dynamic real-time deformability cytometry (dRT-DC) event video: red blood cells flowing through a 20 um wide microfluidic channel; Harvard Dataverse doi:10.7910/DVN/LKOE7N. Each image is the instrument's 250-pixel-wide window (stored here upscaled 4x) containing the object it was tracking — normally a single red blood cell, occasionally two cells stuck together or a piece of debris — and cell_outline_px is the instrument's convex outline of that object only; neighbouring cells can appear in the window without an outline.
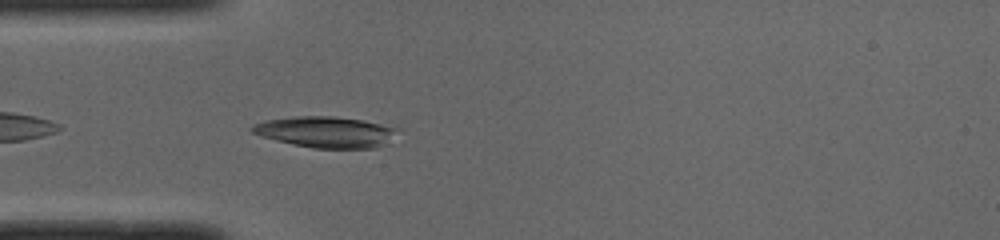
{"species": "common noctule bat (a hibernating species)", "species_latin": "Nyctalus noctula", "temperature_condition": "cold", "stored_images_in_passage": 37, "camera_frame_rate_fps": 3000, "um_per_image_px": 0.085, "animal": {"sex": "male", "body_mass_g": 19.0, "forearm_length_mm": 50.8}, "frame": {"image": 1, "passage_image": 1, "time_ms": 0.0, "image_size_px": [1000, 240], "cell_outline_px": [[400, 128], [392, 144], [376, 148], [312, 148], [292, 144], [260, 136], [252, 132], [248, 128], [256, 124], [268, 120], [296, 116], [332, 116], [364, 120]], "centroid_in_image_um": [27.8, 11.23], "position_along_channel_um": 57.2, "area_um2": 26.7}}
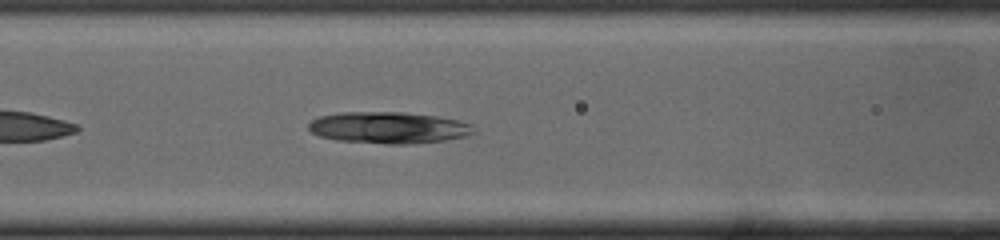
{"frame": {"image": 2, "passage_image": 7, "time_ms": 2.0, "image_size_px": [1000, 240], "cell_outline_px": [[472, 132], [468, 136], [444, 140], [408, 144], [388, 144], [336, 140], [320, 136], [312, 132], [308, 128], [308, 124], [312, 120], [320, 116], [340, 112], [404, 112], [436, 116], [460, 120], [472, 124]], "centroid_in_image_um": [33.02, 10.84], "position_along_channel_um": 133.6, "area_um2": 30.35}}
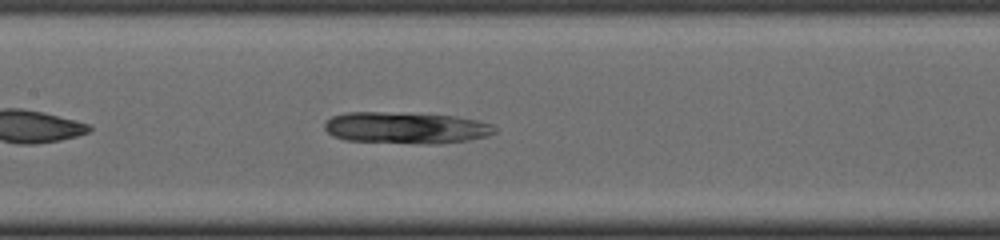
{"frame": {"image": 3, "passage_image": 10, "time_ms": 3.0, "image_size_px": [1000, 240], "cell_outline_px": [[496, 132], [484, 136], [468, 140], [440, 144], [424, 144], [344, 140], [332, 136], [324, 128], [324, 124], [332, 116], [344, 112], [404, 112], [456, 116], [476, 120], [492, 124], [496, 128]], "centroid_in_image_um": [34.49, 10.86], "position_along_channel_um": 172.9, "area_um2": 31.62}}